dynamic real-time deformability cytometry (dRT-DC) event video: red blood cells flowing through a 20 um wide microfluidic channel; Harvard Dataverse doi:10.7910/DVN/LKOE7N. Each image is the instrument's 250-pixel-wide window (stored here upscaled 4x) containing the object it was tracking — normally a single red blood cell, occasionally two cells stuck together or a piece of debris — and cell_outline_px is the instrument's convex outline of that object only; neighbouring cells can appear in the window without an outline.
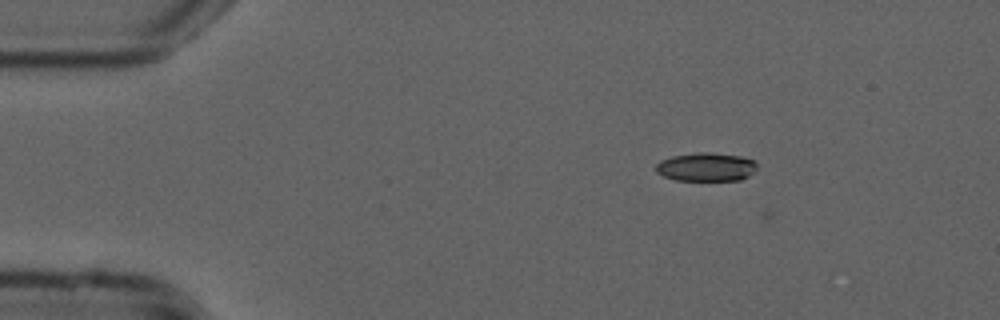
{"species": "common noctule bat (a hibernating species)", "species_latin": "Nyctalus noctula", "temperature_condition": "cold", "stored_images_in_passage": 4, "camera_frame_rate_fps": 3000, "um_per_image_px": 0.085, "animal": {"sex": "male", "forearm_length_mm": 52.5}, "frame": {"image": 1, "passage_image": 3, "time_ms": 0.667, "image_size_px": [1000, 320], "cell_outline_px": [[756, 172], [740, 180], [676, 180], [664, 176], [656, 172], [656, 164], [660, 160], [672, 156], [696, 152], [712, 152], [740, 156], [756, 160]], "centroid_in_image_um": [60.04, 14.18], "position_along_channel_um": 25.0, "area_um2": 16.99}}